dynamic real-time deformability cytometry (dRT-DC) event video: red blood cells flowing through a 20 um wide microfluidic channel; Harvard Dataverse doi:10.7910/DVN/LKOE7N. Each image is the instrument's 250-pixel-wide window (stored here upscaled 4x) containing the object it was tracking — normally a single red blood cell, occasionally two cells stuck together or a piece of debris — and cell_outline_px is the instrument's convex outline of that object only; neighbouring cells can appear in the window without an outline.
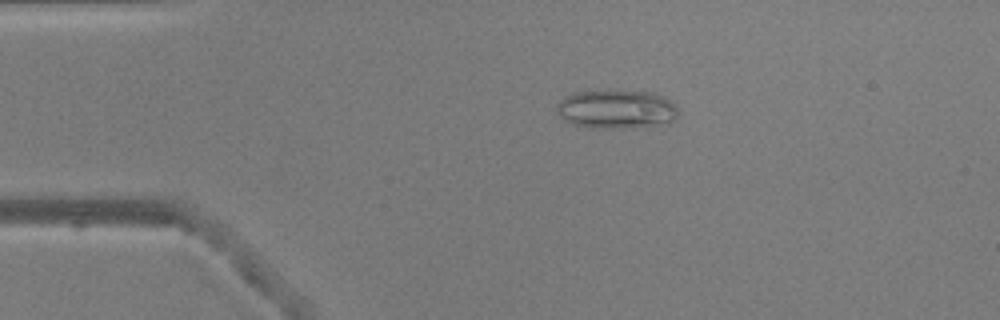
{"species": "common noctule bat (a hibernating species)", "species_latin": "Nyctalus noctula", "temperature_condition": "warm", "stored_images_in_passage": 50, "camera_frame_rate_fps": 3000, "um_per_image_px": 0.085, "animal": {"sex": "male", "body_mass_g": 20.5, "forearm_length_mm": 52.5}, "frame": {"image": 1, "passage_image": 9, "time_ms": 2.667, "image_size_px": [1000, 320], "cell_outline_px": [[676, 116], [668, 124], [628, 128], [588, 128], [572, 124], [564, 120], [556, 112], [556, 104], [564, 96], [572, 92], [656, 92], [676, 104]], "centroid_in_image_um": [52.37, 9.31], "position_along_channel_um": 32.6, "area_um2": 27.46}}
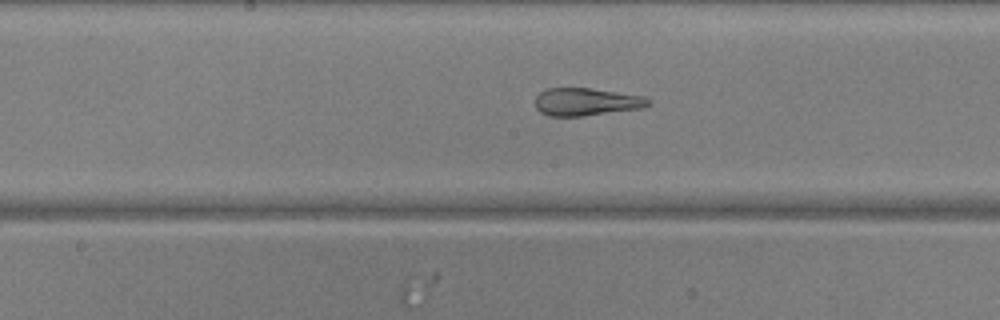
{"frame": {"image": 2, "passage_image": 25, "time_ms": 8.0, "image_size_px": [1000, 320], "cell_outline_px": [[652, 104], [644, 108], [580, 116], [548, 116], [540, 112], [536, 108], [536, 96], [540, 92], [548, 88], [592, 88], [644, 96], [652, 100]], "centroid_in_image_um": [49.87, 8.65], "position_along_channel_um": 198.3, "area_um2": 18.38}}
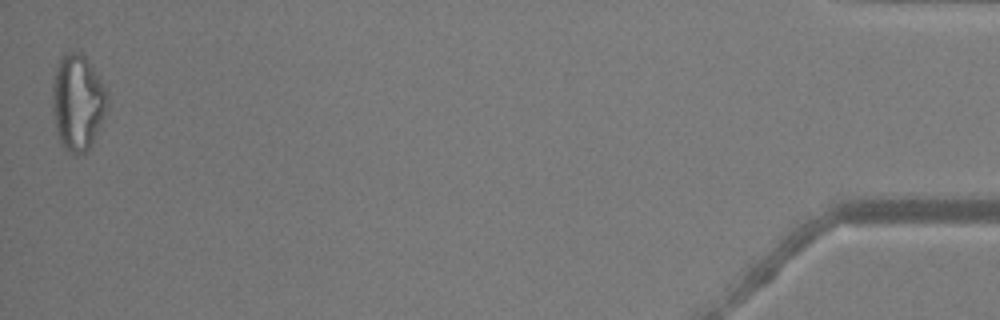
{"frame": {"image": 3, "passage_image": 50, "time_ms": 16.333, "image_size_px": [1000, 320], "cell_outline_px": [[108, 104], [104, 116], [92, 144], [88, 152], [84, 156], [76, 156], [68, 152], [60, 144], [56, 132], [52, 108], [52, 84], [56, 64], [60, 56], [68, 52], [80, 52], [88, 60], [104, 88], [108, 96]], "centroid_in_image_um": [6.57, 8.76], "position_along_channel_um": 428.6, "area_um2": 31.15}, "authors_computed_cell_mechanics": {"area_um2": 23.4957, "velocity_mm_per_s": 3.8959, "shape_relaxation_time_tau1_ms": null, "shape_relaxation_time_tau2_ms": 1.4465, "deformation_change_tau1": null, "deformation_change_tau2": 0.0851}}